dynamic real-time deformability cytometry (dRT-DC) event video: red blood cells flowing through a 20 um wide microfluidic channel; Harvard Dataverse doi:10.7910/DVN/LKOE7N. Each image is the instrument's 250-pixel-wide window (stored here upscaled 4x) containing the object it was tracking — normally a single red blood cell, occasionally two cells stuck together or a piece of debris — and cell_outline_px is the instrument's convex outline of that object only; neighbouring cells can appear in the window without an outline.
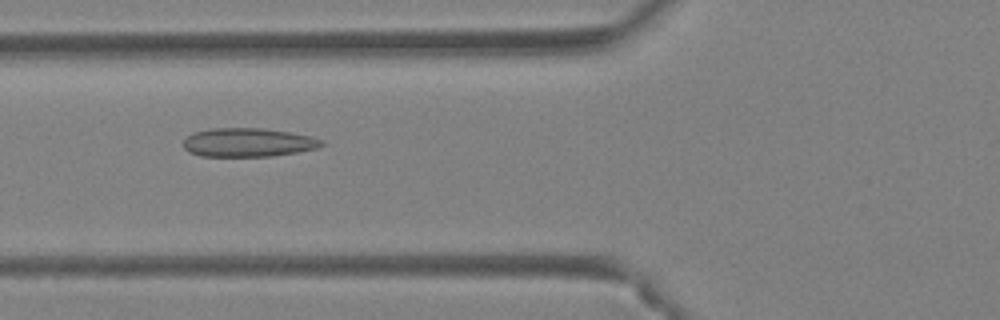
{"species": "Egyptian fruit bat (a non-hibernating species)", "species_latin": "Rousettus aegyptiacus", "temperature_condition": "warm", "stored_images_in_passage": 46, "camera_frame_rate_fps": 3000, "um_per_image_px": 0.085, "animal": {"sex": "female"}, "frame": {"image": 1, "passage_image": 18, "time_ms": 5.667, "image_size_px": [1000, 320], "cell_outline_px": [[324, 144], [316, 148], [296, 152], [272, 156], [200, 156], [188, 152], [184, 148], [184, 140], [192, 132], [208, 128], [264, 128], [312, 136], [324, 140]], "centroid_in_image_um": [21.06, 12.1], "position_along_channel_um": 104.7, "area_um2": 23.24}}
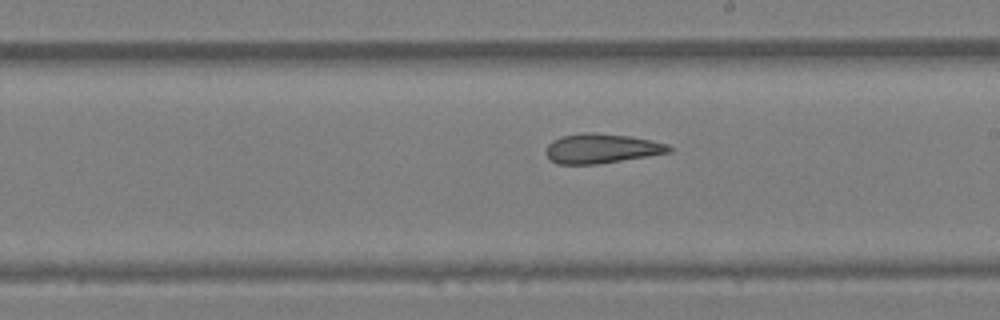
{"frame": {"image": 2, "passage_image": 27, "time_ms": 8.667, "image_size_px": [1000, 320], "cell_outline_px": [[672, 152], [648, 156], [596, 164], [556, 164], [548, 160], [544, 152], [548, 144], [552, 140], [560, 136], [584, 132], [592, 132], [632, 136], [668, 144], [672, 148]], "centroid_in_image_um": [51.08, 12.62], "position_along_channel_um": 237.9, "area_um2": 21.5}}
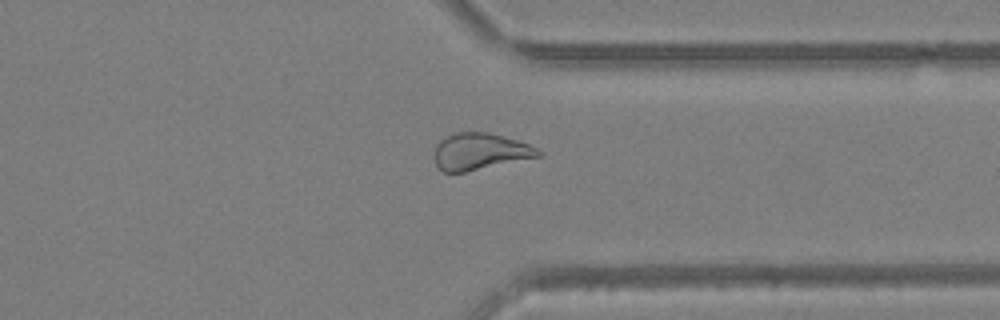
{"frame": {"image": 3, "passage_image": 36, "time_ms": 11.667, "image_size_px": [1000, 320], "cell_outline_px": [[544, 152], [540, 156], [464, 172], [444, 172], [436, 168], [436, 144], [440, 140], [456, 132], [488, 132], [516, 140], [528, 144]], "centroid_in_image_um": [40.79, 12.88], "position_along_channel_um": 370.6, "area_um2": 21.91}, "authors_computed_cell_mechanics": {"area_um2": 25.1141, "velocity_mm_per_s": 4.4399, "shape_relaxation_time_tau1_ms": null, "shape_relaxation_time_tau2_ms": 3.6708, "deformation_change_tau1": null, "deformation_change_tau2": 0.1197}}